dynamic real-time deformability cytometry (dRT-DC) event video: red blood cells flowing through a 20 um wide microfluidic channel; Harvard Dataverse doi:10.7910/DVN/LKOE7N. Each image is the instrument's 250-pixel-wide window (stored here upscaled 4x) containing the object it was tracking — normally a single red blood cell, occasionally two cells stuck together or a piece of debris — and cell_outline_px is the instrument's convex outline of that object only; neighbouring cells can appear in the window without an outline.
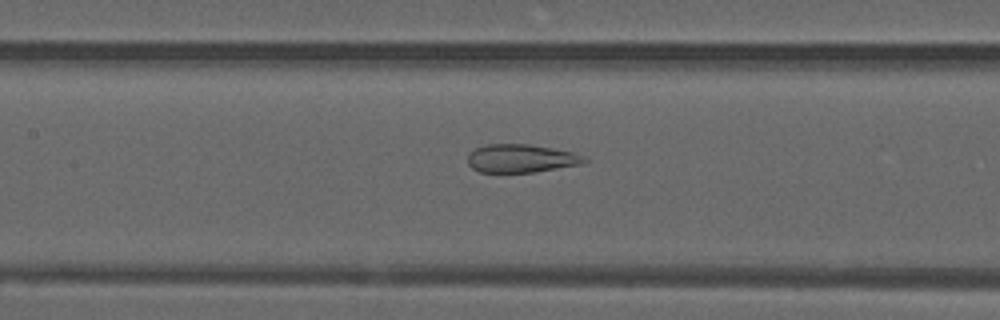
{"species": "common noctule bat (a hibernating species)", "species_latin": "Nyctalus noctula", "temperature_condition": "warm", "stored_images_in_passage": 34, "camera_frame_rate_fps": 3000, "um_per_image_px": 0.085, "animal": {"sex": "male", "forearm_length_mm": 52.5}, "frame": {"image": 1, "passage_image": 13, "time_ms": 4.0, "image_size_px": [1000, 320], "cell_outline_px": [[588, 160], [580, 164], [536, 172], [480, 172], [472, 168], [468, 164], [468, 156], [476, 148], [484, 144], [528, 144], [552, 148], [572, 152]], "centroid_in_image_um": [44.25, 13.46], "position_along_channel_um": 163.2, "area_um2": 18.96}}
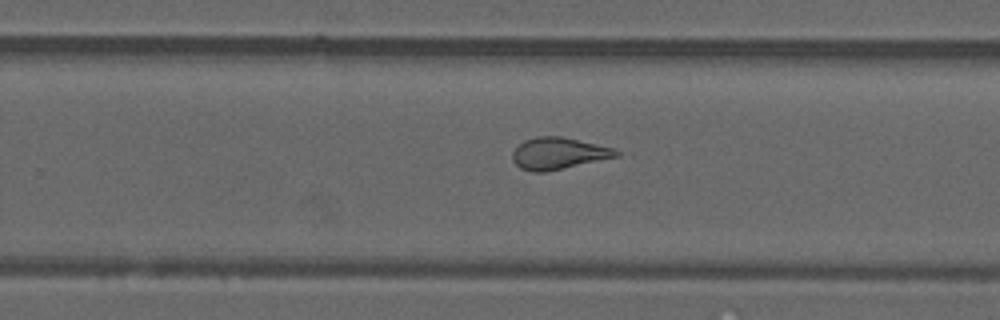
{"frame": {"image": 2, "passage_image": 22, "time_ms": 7.0, "image_size_px": [1000, 320], "cell_outline_px": [[624, 152], [620, 156], [544, 172], [532, 172], [520, 168], [512, 160], [512, 152], [524, 140], [536, 136], [560, 136], [616, 148]], "centroid_in_image_um": [47.51, 13.03], "position_along_channel_um": 282.3, "area_um2": 19.31}}
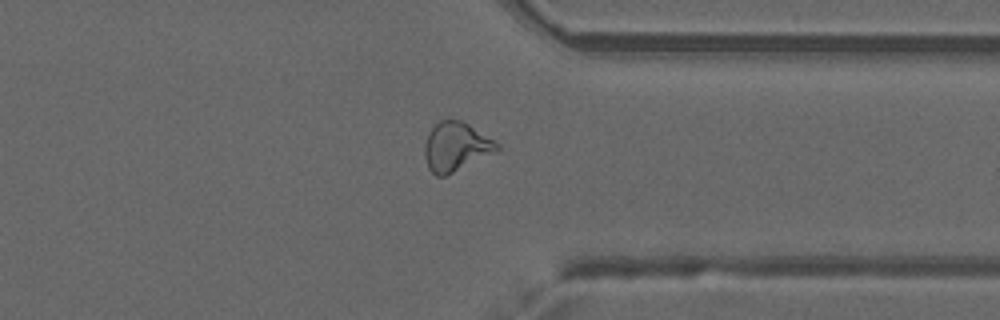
{"frame": {"image": 3, "passage_image": 29, "time_ms": 9.333, "image_size_px": [1000, 320], "cell_outline_px": [[500, 148], [444, 176], [436, 176], [428, 168], [424, 156], [424, 144], [428, 132], [440, 120], [460, 120], [468, 124], [496, 140], [500, 144]], "centroid_in_image_um": [38.71, 12.44], "position_along_channel_um": 372.7, "area_um2": 20.23}, "authors_computed_cell_mechanics": {"area_um2": 19.3919, "velocity_mm_per_s": 3.9794, "shape_relaxation_time_tau1_ms": null, "shape_relaxation_time_tau2_ms": 1.101, "deformation_change_tau1": null, "deformation_change_tau2": 0.0945}}